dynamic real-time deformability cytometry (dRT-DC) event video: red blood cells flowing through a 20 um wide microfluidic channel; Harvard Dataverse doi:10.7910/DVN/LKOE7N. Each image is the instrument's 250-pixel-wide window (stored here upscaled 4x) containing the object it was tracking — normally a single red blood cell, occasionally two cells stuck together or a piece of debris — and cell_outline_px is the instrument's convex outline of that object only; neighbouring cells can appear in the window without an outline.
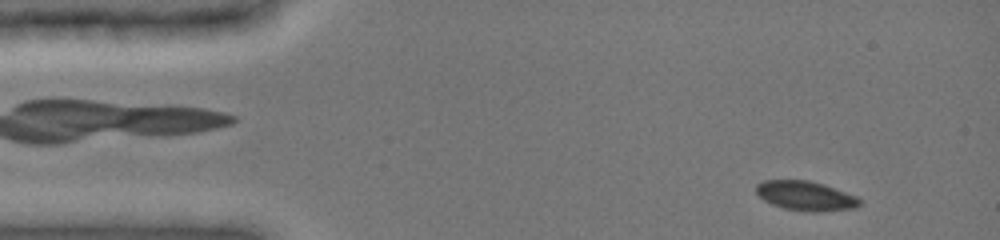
{"species": "common noctule bat (a hibernating species)", "species_latin": "Nyctalus noctula", "temperature_condition": "cold", "stored_images_in_passage": 31, "camera_frame_rate_fps": 3000, "um_per_image_px": 0.085, "animal": {"sex": "female", "body_mass_g": 19.0, "forearm_length_mm": 51.5}, "frame": {"image": 1, "passage_image": 3, "time_ms": 0.667, "image_size_px": [1000, 240], "cell_outline_px": [[860, 204], [856, 208], [820, 212], [812, 212], [784, 208], [772, 204], [764, 200], [756, 192], [756, 184], [764, 180], [808, 180], [824, 184], [856, 196], [860, 200]], "centroid_in_image_um": [68.48, 16.64], "position_along_channel_um": 16.5, "area_um2": 17.74}}
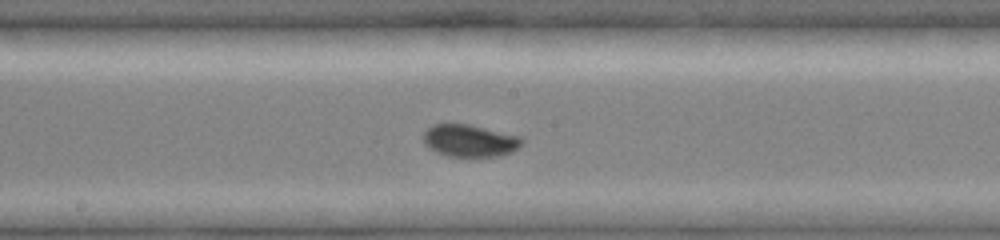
{"frame": {"image": 2, "passage_image": 19, "time_ms": 6.0, "image_size_px": [1000, 240], "cell_outline_px": [[524, 140], [512, 152], [500, 156], [448, 156], [436, 152], [424, 144], [424, 132], [432, 124], [468, 124], [520, 136]], "centroid_in_image_um": [39.91, 11.95], "position_along_channel_um": 208.3, "area_um2": 18.32}}
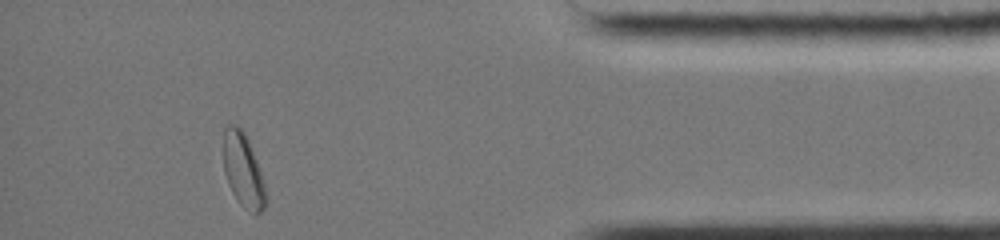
{"frame": {"image": 3, "passage_image": 31, "time_ms": 10.0, "image_size_px": [1000, 240], "cell_outline_px": [[268, 200], [264, 208], [256, 216], [240, 204], [236, 200], [228, 184], [224, 172], [224, 128], [228, 124], [236, 124], [244, 132], [248, 140], [264, 180], [268, 196]], "centroid_in_image_um": [20.69, 14.52], "position_along_channel_um": 414.5, "area_um2": 18.44}}